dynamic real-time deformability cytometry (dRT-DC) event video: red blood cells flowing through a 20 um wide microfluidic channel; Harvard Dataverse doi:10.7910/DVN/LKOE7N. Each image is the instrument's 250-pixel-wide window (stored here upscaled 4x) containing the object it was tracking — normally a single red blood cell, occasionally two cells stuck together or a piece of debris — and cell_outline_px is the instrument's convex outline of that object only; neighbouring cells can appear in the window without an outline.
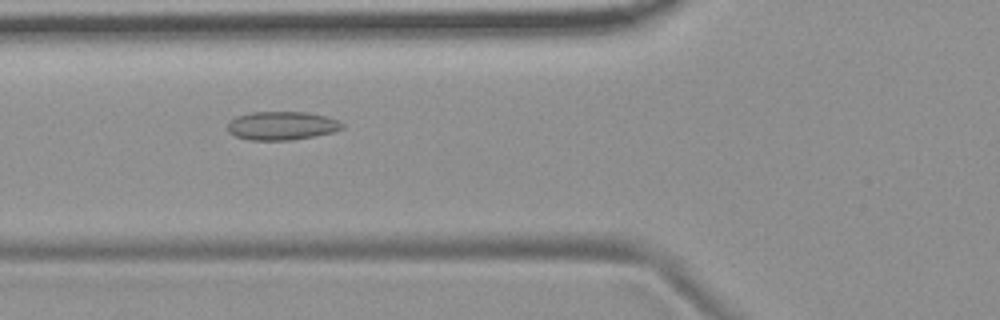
{"species": "common noctule bat (a hibernating species)", "species_latin": "Nyctalus noctula", "temperature_condition": "room temperature", "stored_images_in_passage": 54, "camera_frame_rate_fps": 3000, "um_per_image_px": 0.085, "animal": {"sex": "female", "body_mass_g": 19.9}, "frame": {"image": 1, "passage_image": 20, "time_ms": 6.333, "image_size_px": [1000, 320], "cell_outline_px": [[344, 128], [332, 132], [292, 140], [248, 140], [236, 136], [228, 132], [228, 120], [236, 116], [252, 112], [308, 112], [328, 116], [340, 120], [344, 124]], "centroid_in_image_um": [23.96, 10.67], "position_along_channel_um": 101.8, "area_um2": 19.25}}
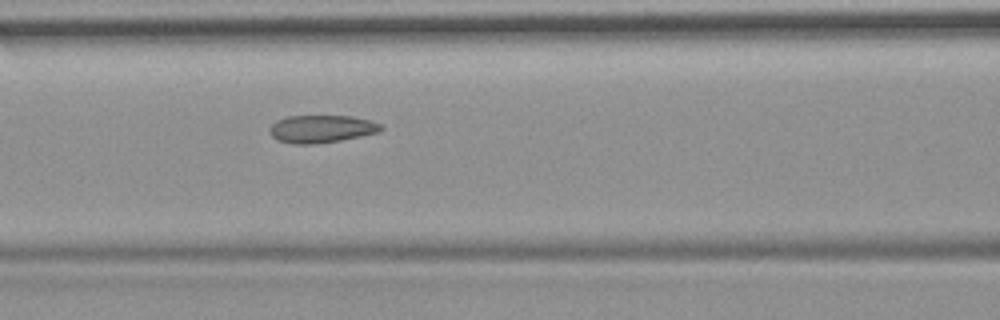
{"frame": {"image": 2, "passage_image": 23, "time_ms": 7.333, "image_size_px": [1000, 320], "cell_outline_px": [[384, 128], [380, 132], [340, 140], [312, 144], [296, 144], [276, 140], [272, 136], [268, 128], [276, 120], [288, 116], [352, 116], [372, 120], [380, 124]], "centroid_in_image_um": [27.32, 10.95], "position_along_channel_um": 139.3, "area_um2": 17.98}}
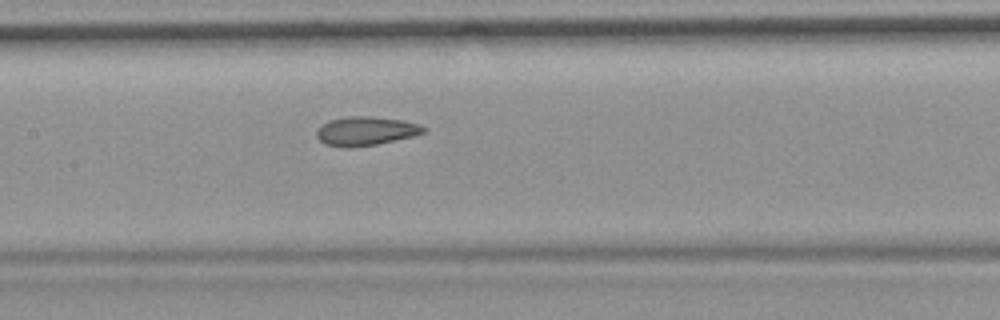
{"frame": {"image": 3, "passage_image": 26, "time_ms": 8.333, "image_size_px": [1000, 320], "cell_outline_px": [[428, 128], [424, 132], [412, 136], [376, 144], [348, 148], [344, 148], [324, 144], [316, 136], [316, 132], [328, 120], [348, 116], [372, 116], [404, 120], [420, 124]], "centroid_in_image_um": [31.1, 11.13], "position_along_channel_um": 176.3, "area_um2": 18.03}, "authors_computed_cell_mechanics": {"area_um2": 18.9584, "velocity_mm_per_s": 3.7112, "shape_relaxation_time_tau1_ms": null, "shape_relaxation_time_tau2_ms": 1.6577, "deformation_change_tau1": null, "deformation_change_tau2": 0.08}}